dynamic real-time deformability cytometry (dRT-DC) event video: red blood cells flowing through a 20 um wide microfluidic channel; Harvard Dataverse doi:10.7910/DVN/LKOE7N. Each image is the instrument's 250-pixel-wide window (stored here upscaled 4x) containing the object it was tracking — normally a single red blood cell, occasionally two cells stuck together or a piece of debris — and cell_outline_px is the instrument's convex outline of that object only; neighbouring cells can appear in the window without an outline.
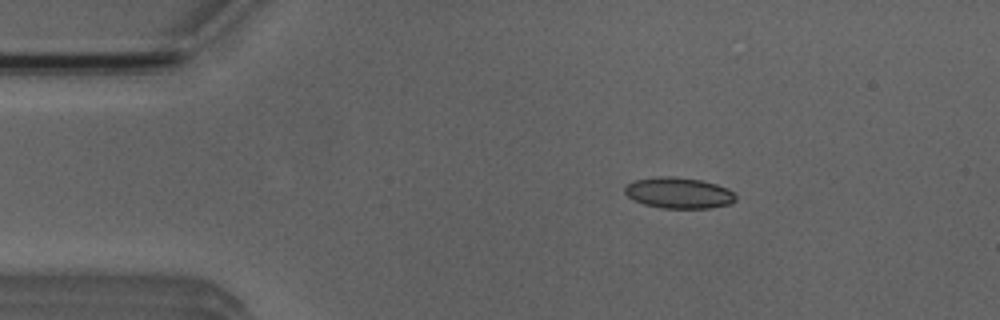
{"species": "Egyptian fruit bat (a non-hibernating species)", "species_latin": "Rousettus aegyptiacus", "temperature_condition": "room temperature", "stored_images_in_passage": 7, "camera_frame_rate_fps": 3000, "um_per_image_px": 0.085, "animal": {"sex": "male"}, "frame": {"image": 1, "passage_image": 3, "time_ms": 2.333, "image_size_px": [1000, 320], "cell_outline_px": [[736, 200], [732, 204], [708, 208], [664, 208], [644, 204], [628, 196], [624, 192], [624, 188], [628, 184], [636, 180], [660, 176], [676, 176], [700, 180], [716, 184], [728, 188], [736, 196]], "centroid_in_image_um": [57.73, 16.39], "position_along_channel_um": 27.3, "area_um2": 19.94}}
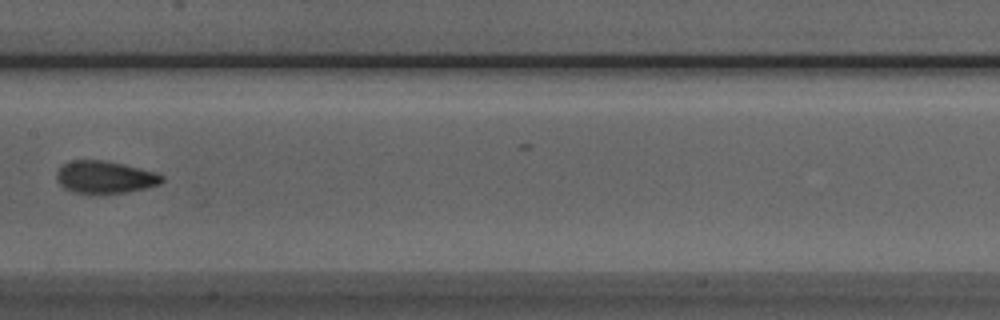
{"frame": {"image": 2, "passage_image": 7, "time_ms": 8.0, "image_size_px": [1000, 320], "cell_outline_px": [[164, 180], [160, 184], [148, 188], [128, 192], [96, 196], [72, 192], [64, 188], [56, 180], [56, 172], [64, 164], [72, 160], [104, 160], [124, 164], [156, 172], [164, 176]], "centroid_in_image_um": [8.93, 15.1], "position_along_channel_um": 198.5, "area_um2": 20.58}}